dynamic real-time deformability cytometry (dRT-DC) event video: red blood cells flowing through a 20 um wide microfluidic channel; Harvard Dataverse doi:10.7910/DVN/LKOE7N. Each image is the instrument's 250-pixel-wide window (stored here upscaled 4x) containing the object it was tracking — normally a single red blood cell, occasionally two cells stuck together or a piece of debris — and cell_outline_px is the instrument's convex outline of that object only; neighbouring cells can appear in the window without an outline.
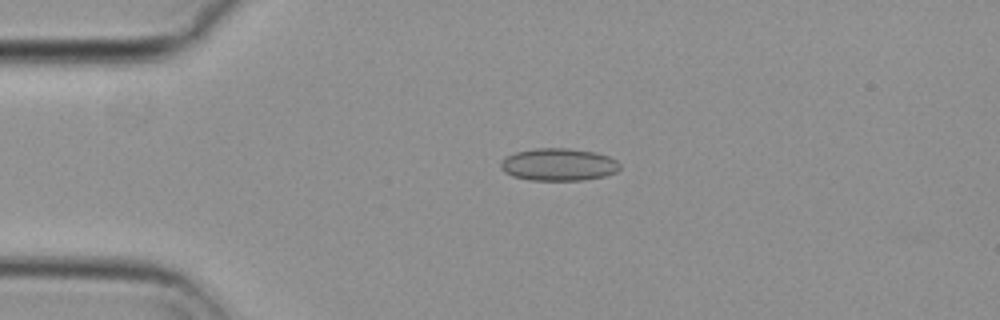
{"species": "common noctule bat (a hibernating species)", "species_latin": "Nyctalus noctula", "temperature_condition": "cold", "stored_images_in_passage": 50, "camera_frame_rate_fps": 3000, "um_per_image_px": 0.085, "animal": {"sex": "female", "body_mass_g": 29.2, "forearm_length_mm": 56.3}, "frame": {"image": 1, "passage_image": 7, "time_ms": 2.0, "image_size_px": [1000, 320], "cell_outline_px": [[620, 168], [616, 172], [604, 176], [580, 180], [528, 180], [512, 176], [504, 172], [500, 168], [500, 160], [504, 156], [516, 152], [532, 148], [568, 148], [596, 152], [608, 156], [616, 160], [620, 164]], "centroid_in_image_um": [47.43, 13.98], "position_along_channel_um": 37.6, "area_um2": 22.77}}
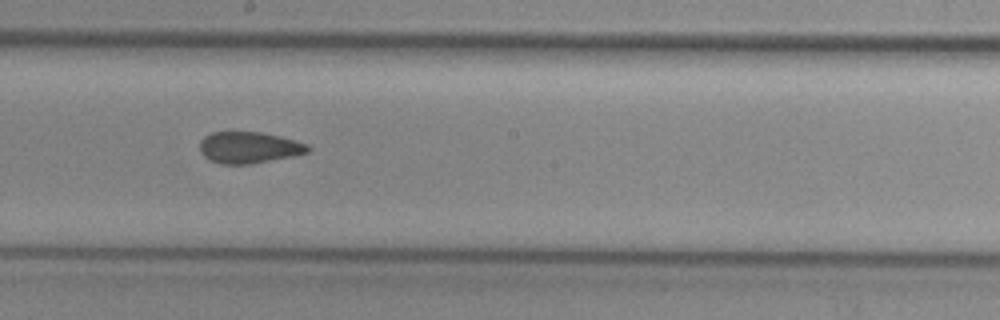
{"frame": {"image": 2, "passage_image": 25, "time_ms": 8.0, "image_size_px": [1000, 320], "cell_outline_px": [[312, 148], [308, 152], [292, 156], [252, 164], [220, 164], [204, 156], [200, 152], [200, 140], [204, 136], [212, 132], [232, 128], [260, 132], [280, 136], [308, 144]], "centroid_in_image_um": [21.12, 12.49], "position_along_channel_um": 227.1, "area_um2": 20.52}}
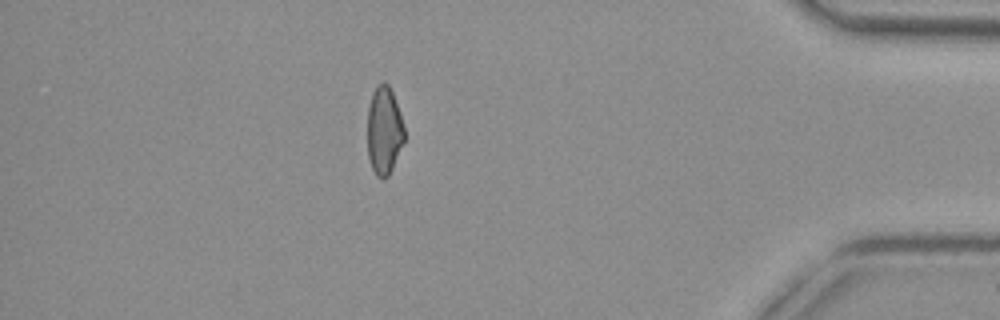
{"frame": {"image": 3, "passage_image": 43, "time_ms": 14.0, "image_size_px": [1000, 320], "cell_outline_px": [[404, 140], [392, 168], [388, 176], [384, 180], [376, 176], [372, 168], [368, 156], [368, 108], [372, 92], [376, 84], [384, 80], [388, 84], [392, 92], [400, 112], [404, 128]], "centroid_in_image_um": [32.64, 11.07], "position_along_channel_um": 402.6, "area_um2": 18.96}, "authors_computed_cell_mechanics": {"area_um2": 20.4901, "velocity_mm_per_s": 3.694, "shape_relaxation_time_tau1_ms": null, "shape_relaxation_time_tau2_ms": 2.7751, "deformation_change_tau1": null, "deformation_change_tau2": 0.0758}}